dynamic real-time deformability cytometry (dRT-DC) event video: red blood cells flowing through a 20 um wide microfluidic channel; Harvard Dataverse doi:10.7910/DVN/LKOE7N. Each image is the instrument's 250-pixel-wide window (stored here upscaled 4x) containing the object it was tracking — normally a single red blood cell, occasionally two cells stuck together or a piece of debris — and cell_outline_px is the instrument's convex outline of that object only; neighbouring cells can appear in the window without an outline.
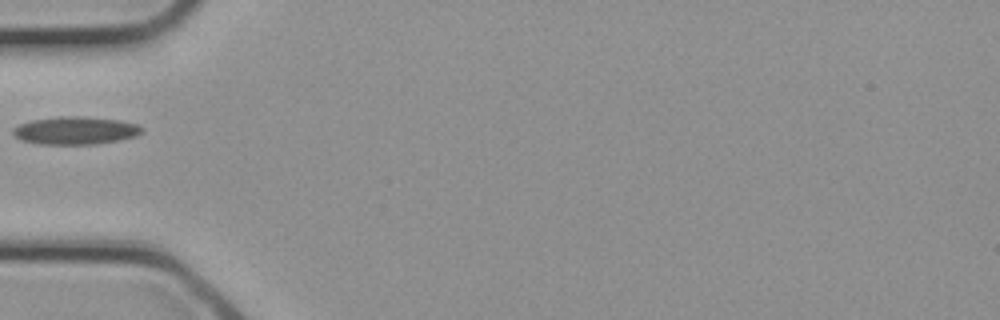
{"species": "common noctule bat (a hibernating species)", "species_latin": "Nyctalus noctula", "temperature_condition": "cold", "stored_images_in_passage": 13, "camera_frame_rate_fps": 3000, "um_per_image_px": 0.085, "animal": {"sex": "female", "body_mass_g": 21.9}, "frame": {"image": 1, "passage_image": 1, "time_ms": 0.0, "image_size_px": [1000, 320], "cell_outline_px": [[144, 128], [136, 136], [120, 140], [96, 144], [36, 144], [20, 140], [12, 132], [12, 128], [20, 124], [32, 120], [60, 116], [80, 116], [120, 120], [136, 124]], "centroid_in_image_um": [6.39, 11.1], "position_along_channel_um": 78.6, "area_um2": 20.92}}
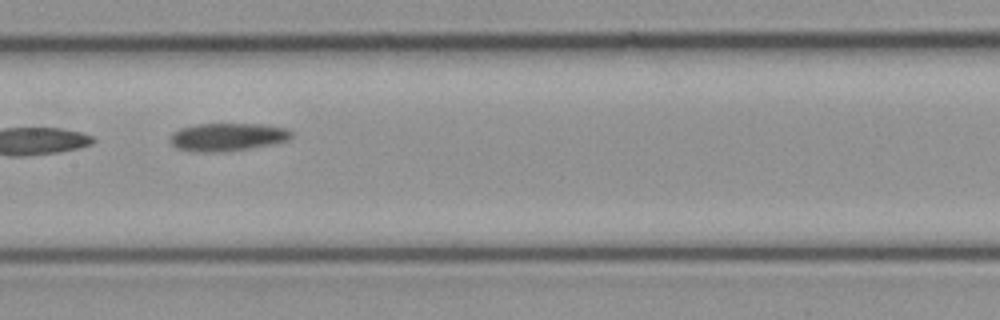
{"frame": {"image": 2, "passage_image": 6, "time_ms": 1.667, "image_size_px": [1000, 320], "cell_outline_px": [[292, 136], [288, 140], [272, 144], [248, 148], [220, 152], [196, 152], [176, 148], [168, 140], [172, 132], [180, 128], [196, 124], [260, 124], [288, 128], [292, 132]], "centroid_in_image_um": [19.3, 11.64], "position_along_channel_um": 188.1, "area_um2": 19.83}}
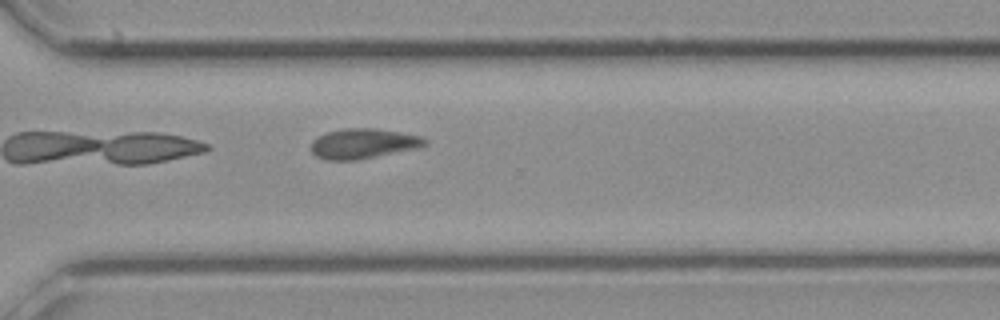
{"frame": {"image": 3, "passage_image": 13, "time_ms": 4.0, "image_size_px": [1000, 320], "cell_outline_px": [[428, 144], [416, 148], [356, 160], [324, 160], [316, 156], [312, 152], [312, 140], [328, 132], [344, 128], [376, 128], [400, 132], [420, 136], [428, 140]], "centroid_in_image_um": [30.87, 12.2], "position_along_channel_um": 339.7, "area_um2": 19.77}}